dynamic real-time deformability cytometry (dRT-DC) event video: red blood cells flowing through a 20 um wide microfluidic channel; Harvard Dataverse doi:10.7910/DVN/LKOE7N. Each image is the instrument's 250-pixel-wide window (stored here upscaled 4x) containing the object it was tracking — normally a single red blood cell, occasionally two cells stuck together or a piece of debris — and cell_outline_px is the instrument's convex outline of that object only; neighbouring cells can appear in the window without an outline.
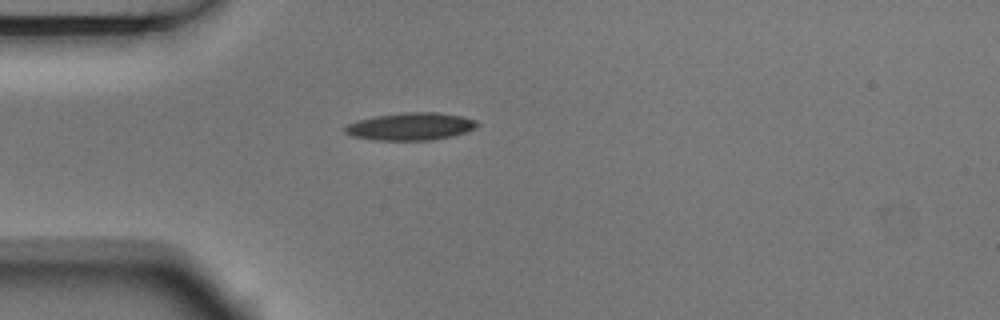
{"species": "Egyptian fruit bat (a non-hibernating species)", "species_latin": "Rousettus aegyptiacus", "temperature_condition": "room temperature", "stored_images_in_passage": 4, "camera_frame_rate_fps": 3000, "um_per_image_px": 0.085, "animal": {"sex": "male"}, "frame": {"image": 1, "passage_image": 4, "time_ms": 1.0, "image_size_px": [1000, 320], "cell_outline_px": [[480, 124], [476, 128], [468, 132], [452, 136], [432, 140], [376, 140], [352, 136], [344, 132], [344, 128], [348, 124], [360, 120], [376, 116], [404, 112], [436, 112], [460, 116], [476, 120]], "centroid_in_image_um": [34.95, 10.75], "position_along_channel_um": 50.1, "area_um2": 21.15}}